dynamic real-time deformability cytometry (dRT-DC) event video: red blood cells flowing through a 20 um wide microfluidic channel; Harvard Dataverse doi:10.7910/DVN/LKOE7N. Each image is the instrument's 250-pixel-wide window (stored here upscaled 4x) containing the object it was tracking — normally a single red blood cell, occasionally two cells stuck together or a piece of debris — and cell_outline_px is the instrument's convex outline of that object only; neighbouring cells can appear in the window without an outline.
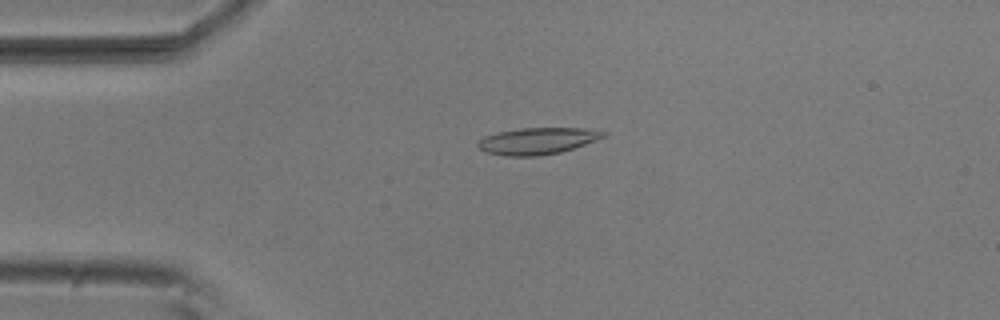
{"species": "common noctule bat (a hibernating species)", "species_latin": "Nyctalus noctula", "temperature_condition": "room temperature", "stored_images_in_passage": 4, "camera_frame_rate_fps": 3000, "um_per_image_px": 0.085, "animal": {"sex": "male", "body_mass_g": 20.5, "forearm_length_mm": 52.5}, "frame": {"image": 1, "passage_image": 4, "time_ms": 1.0, "image_size_px": [1000, 320], "cell_outline_px": [[608, 136], [560, 152], [536, 156], [504, 156], [488, 152], [480, 148], [476, 144], [484, 136], [496, 132], [520, 128], [584, 128], [608, 132]], "centroid_in_image_um": [45.69, 11.97], "position_along_channel_um": 39.3, "area_um2": 19.42}}